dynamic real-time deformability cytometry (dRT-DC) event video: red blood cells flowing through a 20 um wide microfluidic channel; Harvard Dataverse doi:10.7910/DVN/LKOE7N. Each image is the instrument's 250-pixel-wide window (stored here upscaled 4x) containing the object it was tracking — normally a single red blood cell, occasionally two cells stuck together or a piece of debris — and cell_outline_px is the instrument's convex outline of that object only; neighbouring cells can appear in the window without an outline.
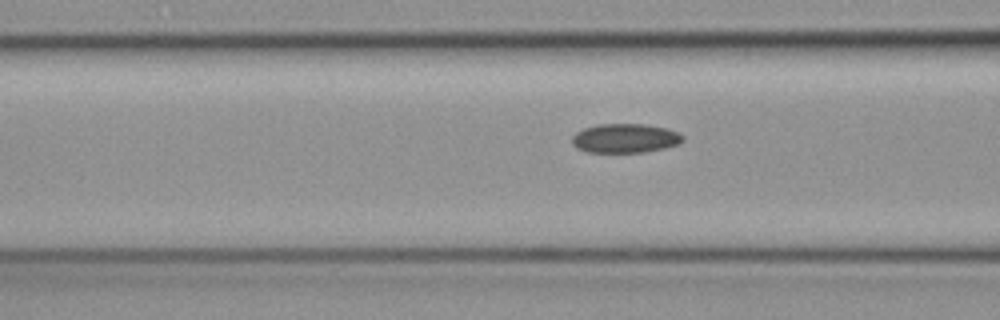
{"species": "common noctule bat (a hibernating species)", "species_latin": "Nyctalus noctula", "temperature_condition": "cold", "stored_images_in_passage": 13, "camera_frame_rate_fps": 3000, "um_per_image_px": 0.085, "animal": {"sex": "female", "body_mass_g": 19.3, "forearm_length_mm": 54.1}, "frame": {"image": 1, "passage_image": 10, "time_ms": 3.0, "image_size_px": [1000, 320], "cell_outline_px": [[684, 140], [676, 144], [664, 148], [640, 152], [588, 152], [576, 148], [572, 144], [572, 136], [576, 132], [584, 128], [596, 124], [648, 124], [668, 128], [684, 136]], "centroid_in_image_um": [53.11, 11.74], "position_along_channel_um": 113.5, "area_um2": 18.84}}